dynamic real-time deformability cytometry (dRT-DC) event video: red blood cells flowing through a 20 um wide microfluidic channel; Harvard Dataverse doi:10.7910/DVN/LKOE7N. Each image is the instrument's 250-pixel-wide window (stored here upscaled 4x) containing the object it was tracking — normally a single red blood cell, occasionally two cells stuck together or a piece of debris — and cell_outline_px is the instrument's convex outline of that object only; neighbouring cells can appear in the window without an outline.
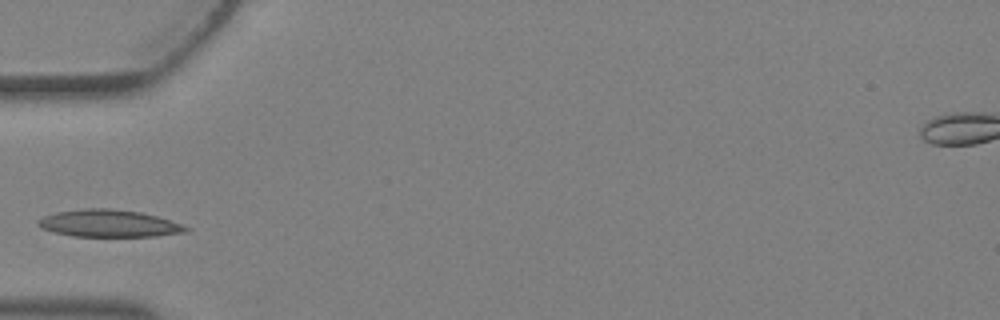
{"species": "Egyptian fruit bat (a non-hibernating species)", "species_latin": "Rousettus aegyptiacus", "temperature_condition": "warm", "stored_images_in_passage": 2, "camera_frame_rate_fps": 3000, "um_per_image_px": 0.085, "animal": {"sex": "female"}, "frame": {"image": 1, "passage_image": 2, "time_ms": 0.333, "image_size_px": [1000, 320], "cell_outline_px": [[192, 228], [188, 232], [156, 236], [72, 236], [52, 232], [40, 228], [36, 224], [36, 220], [44, 216], [56, 212], [80, 208], [108, 208], [140, 212], [156, 216]], "centroid_in_image_um": [9.21, 18.99], "position_along_channel_um": 75.8, "area_um2": 23.58}}